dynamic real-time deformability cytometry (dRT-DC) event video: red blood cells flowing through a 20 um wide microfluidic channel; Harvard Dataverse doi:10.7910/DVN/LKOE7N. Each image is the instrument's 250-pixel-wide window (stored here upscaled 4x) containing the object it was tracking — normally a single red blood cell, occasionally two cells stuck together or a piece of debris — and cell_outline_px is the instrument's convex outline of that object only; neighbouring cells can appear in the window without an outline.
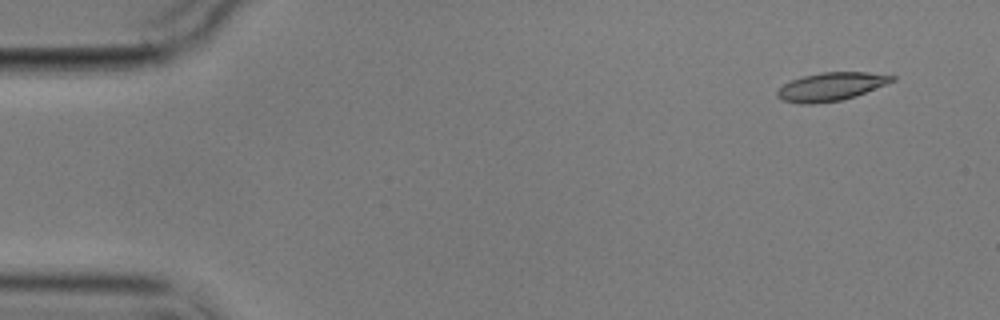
{"species": "common noctule bat (a hibernating species)", "species_latin": "Nyctalus noctula", "temperature_condition": "cold", "stored_images_in_passage": 7, "camera_frame_rate_fps": 3000, "um_per_image_px": 0.085, "animal": {"sex": "male", "body_mass_g": 17.9}, "frame": {"image": 1, "passage_image": 1, "time_ms": 0.0, "image_size_px": [1000, 320], "cell_outline_px": [[896, 80], [856, 96], [840, 100], [812, 104], [800, 104], [780, 100], [776, 96], [776, 92], [784, 84], [792, 80], [804, 76], [824, 72], [868, 72], [896, 76]], "centroid_in_image_um": [70.63, 7.37], "position_along_channel_um": 14.4, "area_um2": 18.84}}
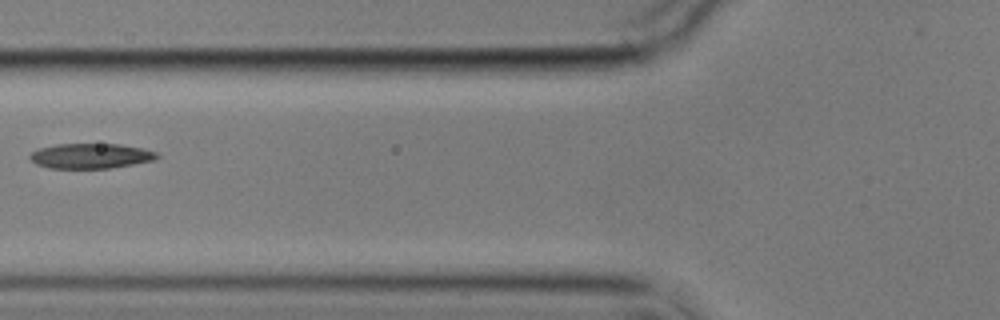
{"frame": {"image": 2, "passage_image": 6, "time_ms": 6.0, "image_size_px": [1000, 320], "cell_outline_px": [[160, 156], [156, 160], [108, 168], [48, 168], [36, 164], [28, 156], [32, 152], [40, 148], [56, 144], [120, 144], [144, 148], [156, 152]], "centroid_in_image_um": [7.73, 13.25], "position_along_channel_um": 118.1, "area_um2": 18.55}}
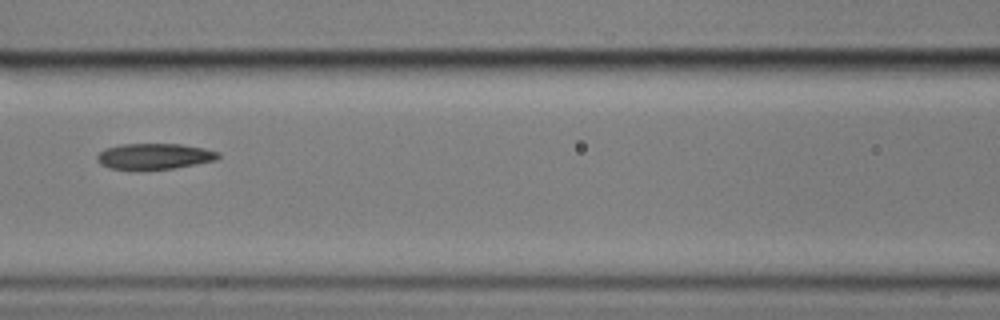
{"frame": {"image": 3, "passage_image": 7, "time_ms": 7.0, "image_size_px": [1000, 320], "cell_outline_px": [[220, 156], [216, 160], [172, 168], [108, 168], [100, 164], [96, 160], [96, 156], [100, 152], [108, 148], [120, 144], [180, 144], [204, 148], [220, 152]], "centroid_in_image_um": [13.13, 13.26], "position_along_channel_um": 153.5, "area_um2": 17.8}}